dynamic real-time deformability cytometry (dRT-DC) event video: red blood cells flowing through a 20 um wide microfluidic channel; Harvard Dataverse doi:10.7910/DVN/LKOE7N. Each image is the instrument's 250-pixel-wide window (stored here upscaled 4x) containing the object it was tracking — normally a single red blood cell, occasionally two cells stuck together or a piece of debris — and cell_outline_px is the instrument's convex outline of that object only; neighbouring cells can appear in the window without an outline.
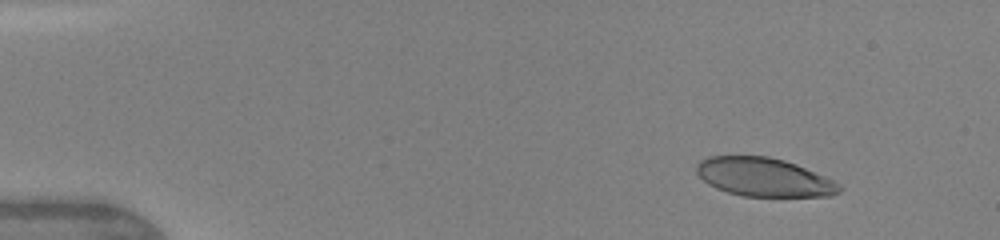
{"species": "human", "species_latin": "Homo sapiens", "temperature_condition": "warm", "stored_images_in_passage": 7, "camera_frame_rate_fps": 3000, "um_per_image_px": 0.085, "donor": {"sex": "female"}, "frame": {"image": 1, "passage_image": 3, "time_ms": 1.667, "image_size_px": [1000, 240], "cell_outline_px": [[844, 188], [840, 192], [832, 196], [744, 196], [728, 192], [716, 188], [708, 184], [696, 172], [696, 164], [700, 160], [708, 156], [768, 156], [784, 160], [796, 164], [824, 176], [840, 184]], "centroid_in_image_um": [64.94, 15.06], "position_along_channel_um": 20.1, "area_um2": 32.08}}
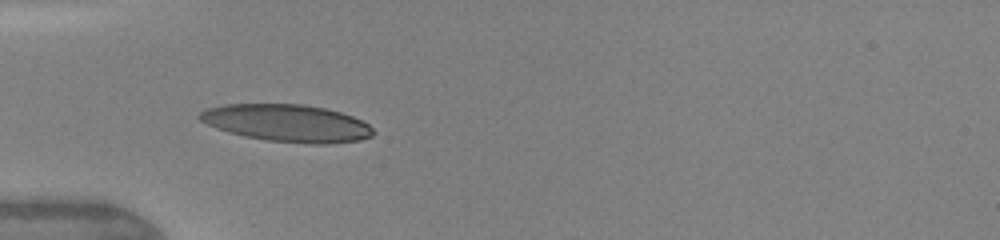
{"frame": {"image": 2, "passage_image": 6, "time_ms": 5.0, "image_size_px": [1000, 240], "cell_outline_px": [[376, 132], [372, 136], [360, 140], [328, 144], [312, 144], [268, 140], [244, 136], [228, 132], [216, 128], [200, 120], [196, 116], [200, 112], [208, 108], [224, 104], [304, 104], [324, 108], [340, 112], [352, 116], [368, 124]], "centroid_in_image_um": [24.4, 10.46], "position_along_channel_um": 60.6, "area_um2": 37.69}}